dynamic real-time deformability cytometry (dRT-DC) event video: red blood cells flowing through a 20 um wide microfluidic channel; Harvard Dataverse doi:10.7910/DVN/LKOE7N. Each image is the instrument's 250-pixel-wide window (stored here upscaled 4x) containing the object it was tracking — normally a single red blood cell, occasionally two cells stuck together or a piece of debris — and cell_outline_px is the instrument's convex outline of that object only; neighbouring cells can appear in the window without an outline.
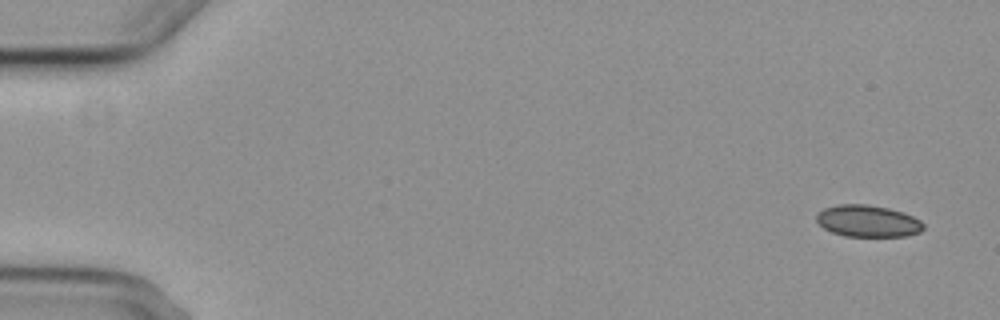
{"species": "common noctule bat (a hibernating species)", "species_latin": "Nyctalus noctula", "temperature_condition": "cold", "stored_images_in_passage": 5, "camera_frame_rate_fps": 3000, "um_per_image_px": 0.085, "animal": {"sex": "female", "body_mass_g": 29.2, "forearm_length_mm": 56.3}, "frame": {"image": 1, "passage_image": 1, "time_ms": 0.0, "image_size_px": [1000, 320], "cell_outline_px": [[924, 228], [920, 232], [908, 236], [844, 236], [832, 232], [824, 228], [816, 220], [816, 216], [824, 208], [840, 204], [868, 204], [888, 208], [904, 212], [920, 220], [924, 224]], "centroid_in_image_um": [73.79, 18.79], "position_along_channel_um": 11.2, "area_um2": 19.83}}